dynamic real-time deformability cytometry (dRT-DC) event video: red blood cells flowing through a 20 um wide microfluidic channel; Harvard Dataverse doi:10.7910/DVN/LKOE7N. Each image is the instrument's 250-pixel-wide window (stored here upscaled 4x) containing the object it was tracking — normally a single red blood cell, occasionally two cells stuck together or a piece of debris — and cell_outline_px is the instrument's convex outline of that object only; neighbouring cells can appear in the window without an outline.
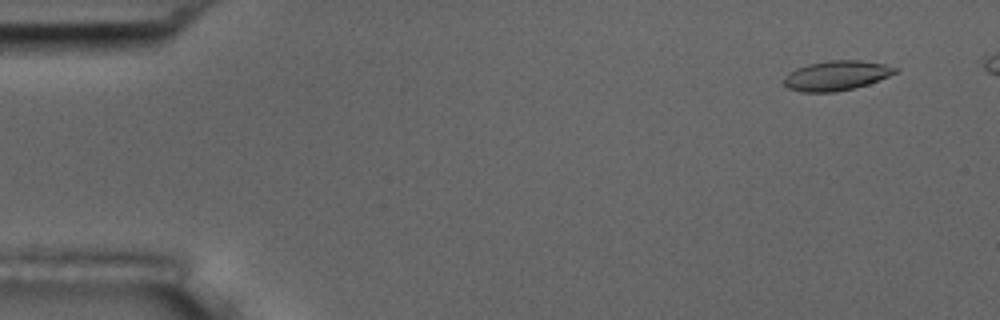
{"species": "common noctule bat (a hibernating species)", "species_latin": "Nyctalus noctula", "temperature_condition": "room temperature", "stored_images_in_passage": 51, "camera_frame_rate_fps": 3000, "um_per_image_px": 0.085, "animal": {"sex": "male", "body_mass_g": 17.5, "forearm_length_mm": 52.3}, "frame": {"image": 1, "passage_image": 4, "time_ms": 1.0, "image_size_px": [1000, 320], "cell_outline_px": [[900, 72], [868, 84], [836, 92], [800, 92], [788, 88], [784, 84], [784, 76], [788, 72], [796, 68], [808, 64], [828, 60], [860, 60], [884, 64], [900, 68]], "centroid_in_image_um": [71.11, 6.42], "position_along_channel_um": 13.9, "area_um2": 19.48}}
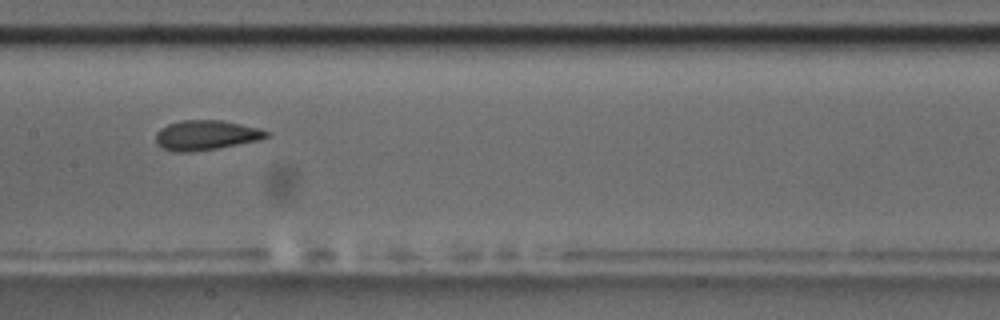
{"frame": {"image": 2, "passage_image": 28, "time_ms": 9.0, "image_size_px": [1000, 320], "cell_outline_px": [[268, 136], [260, 140], [216, 148], [188, 152], [172, 152], [156, 144], [156, 132], [160, 128], [168, 124], [180, 120], [220, 120], [260, 128], [268, 132]], "centroid_in_image_um": [17.47, 11.48], "position_along_channel_um": 189.9, "area_um2": 19.13}}
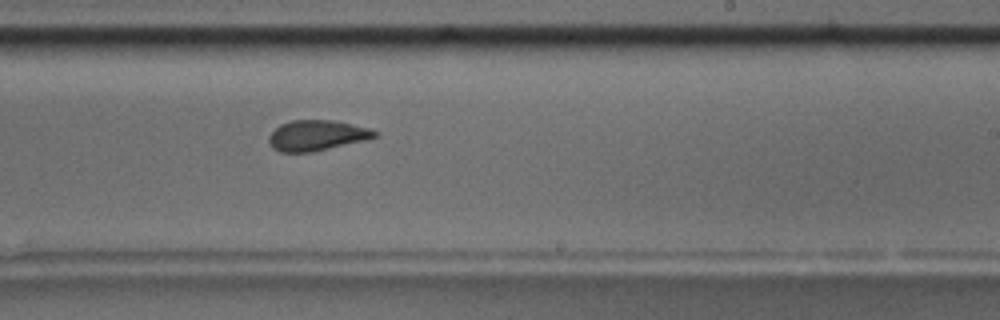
{"frame": {"image": 3, "passage_image": 34, "time_ms": 11.0, "image_size_px": [1000, 320], "cell_outline_px": [[380, 132], [376, 136], [364, 140], [312, 152], [280, 152], [272, 148], [268, 140], [268, 136], [280, 124], [292, 120], [336, 120], [368, 128]], "centroid_in_image_um": [26.9, 11.5], "position_along_channel_um": 262.1, "area_um2": 18.73}}